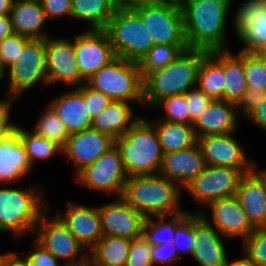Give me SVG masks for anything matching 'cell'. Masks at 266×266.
Masks as SVG:
<instances>
[{
  "label": "cell",
  "mask_w": 266,
  "mask_h": 266,
  "mask_svg": "<svg viewBox=\"0 0 266 266\" xmlns=\"http://www.w3.org/2000/svg\"><path fill=\"white\" fill-rule=\"evenodd\" d=\"M244 257L252 264L266 266V229L255 230L243 241Z\"/></svg>",
  "instance_id": "cell-40"
},
{
  "label": "cell",
  "mask_w": 266,
  "mask_h": 266,
  "mask_svg": "<svg viewBox=\"0 0 266 266\" xmlns=\"http://www.w3.org/2000/svg\"><path fill=\"white\" fill-rule=\"evenodd\" d=\"M150 121L156 130L164 154L187 149L197 142L193 126L190 124L162 119H151Z\"/></svg>",
  "instance_id": "cell-31"
},
{
  "label": "cell",
  "mask_w": 266,
  "mask_h": 266,
  "mask_svg": "<svg viewBox=\"0 0 266 266\" xmlns=\"http://www.w3.org/2000/svg\"><path fill=\"white\" fill-rule=\"evenodd\" d=\"M183 189L161 174L131 176L125 182L122 198L145 218L183 211Z\"/></svg>",
  "instance_id": "cell-3"
},
{
  "label": "cell",
  "mask_w": 266,
  "mask_h": 266,
  "mask_svg": "<svg viewBox=\"0 0 266 266\" xmlns=\"http://www.w3.org/2000/svg\"><path fill=\"white\" fill-rule=\"evenodd\" d=\"M189 213L184 209L171 215L146 217L143 223V237L152 246L173 243L176 225Z\"/></svg>",
  "instance_id": "cell-33"
},
{
  "label": "cell",
  "mask_w": 266,
  "mask_h": 266,
  "mask_svg": "<svg viewBox=\"0 0 266 266\" xmlns=\"http://www.w3.org/2000/svg\"><path fill=\"white\" fill-rule=\"evenodd\" d=\"M236 104L225 100H213L192 123L196 138L206 135L236 132L238 127Z\"/></svg>",
  "instance_id": "cell-23"
},
{
  "label": "cell",
  "mask_w": 266,
  "mask_h": 266,
  "mask_svg": "<svg viewBox=\"0 0 266 266\" xmlns=\"http://www.w3.org/2000/svg\"><path fill=\"white\" fill-rule=\"evenodd\" d=\"M32 168L25 147L17 133L0 141V185L11 186L20 183L19 181L25 179Z\"/></svg>",
  "instance_id": "cell-26"
},
{
  "label": "cell",
  "mask_w": 266,
  "mask_h": 266,
  "mask_svg": "<svg viewBox=\"0 0 266 266\" xmlns=\"http://www.w3.org/2000/svg\"><path fill=\"white\" fill-rule=\"evenodd\" d=\"M194 237V212H189L175 227L173 243L181 258L184 254L191 256Z\"/></svg>",
  "instance_id": "cell-41"
},
{
  "label": "cell",
  "mask_w": 266,
  "mask_h": 266,
  "mask_svg": "<svg viewBox=\"0 0 266 266\" xmlns=\"http://www.w3.org/2000/svg\"><path fill=\"white\" fill-rule=\"evenodd\" d=\"M47 209L34 229V239L52 253L64 266H83L89 263V251L69 231L55 214Z\"/></svg>",
  "instance_id": "cell-9"
},
{
  "label": "cell",
  "mask_w": 266,
  "mask_h": 266,
  "mask_svg": "<svg viewBox=\"0 0 266 266\" xmlns=\"http://www.w3.org/2000/svg\"><path fill=\"white\" fill-rule=\"evenodd\" d=\"M186 100L188 101V108L190 112V125H192L195 118L213 101V99H211L198 87L190 89L186 93Z\"/></svg>",
  "instance_id": "cell-48"
},
{
  "label": "cell",
  "mask_w": 266,
  "mask_h": 266,
  "mask_svg": "<svg viewBox=\"0 0 266 266\" xmlns=\"http://www.w3.org/2000/svg\"><path fill=\"white\" fill-rule=\"evenodd\" d=\"M40 2L49 21L66 16L71 17V0H40Z\"/></svg>",
  "instance_id": "cell-49"
},
{
  "label": "cell",
  "mask_w": 266,
  "mask_h": 266,
  "mask_svg": "<svg viewBox=\"0 0 266 266\" xmlns=\"http://www.w3.org/2000/svg\"><path fill=\"white\" fill-rule=\"evenodd\" d=\"M6 77V72L0 65V81L3 80Z\"/></svg>",
  "instance_id": "cell-60"
},
{
  "label": "cell",
  "mask_w": 266,
  "mask_h": 266,
  "mask_svg": "<svg viewBox=\"0 0 266 266\" xmlns=\"http://www.w3.org/2000/svg\"><path fill=\"white\" fill-rule=\"evenodd\" d=\"M235 196L254 228L266 226V183L253 168L243 174Z\"/></svg>",
  "instance_id": "cell-24"
},
{
  "label": "cell",
  "mask_w": 266,
  "mask_h": 266,
  "mask_svg": "<svg viewBox=\"0 0 266 266\" xmlns=\"http://www.w3.org/2000/svg\"><path fill=\"white\" fill-rule=\"evenodd\" d=\"M163 107L166 115L159 117L164 121L190 124V112L186 94H179L164 98L155 105V109Z\"/></svg>",
  "instance_id": "cell-39"
},
{
  "label": "cell",
  "mask_w": 266,
  "mask_h": 266,
  "mask_svg": "<svg viewBox=\"0 0 266 266\" xmlns=\"http://www.w3.org/2000/svg\"><path fill=\"white\" fill-rule=\"evenodd\" d=\"M45 192L31 188H0V231L16 239L33 234L41 215L49 209Z\"/></svg>",
  "instance_id": "cell-5"
},
{
  "label": "cell",
  "mask_w": 266,
  "mask_h": 266,
  "mask_svg": "<svg viewBox=\"0 0 266 266\" xmlns=\"http://www.w3.org/2000/svg\"><path fill=\"white\" fill-rule=\"evenodd\" d=\"M36 135L46 137L63 148L70 136L63 121L58 117L54 110L47 105V109L38 117L33 126Z\"/></svg>",
  "instance_id": "cell-37"
},
{
  "label": "cell",
  "mask_w": 266,
  "mask_h": 266,
  "mask_svg": "<svg viewBox=\"0 0 266 266\" xmlns=\"http://www.w3.org/2000/svg\"><path fill=\"white\" fill-rule=\"evenodd\" d=\"M222 66L225 75L223 100L237 103L247 90L243 70V52L233 54L230 49L209 52Z\"/></svg>",
  "instance_id": "cell-29"
},
{
  "label": "cell",
  "mask_w": 266,
  "mask_h": 266,
  "mask_svg": "<svg viewBox=\"0 0 266 266\" xmlns=\"http://www.w3.org/2000/svg\"><path fill=\"white\" fill-rule=\"evenodd\" d=\"M116 57L139 62L154 46L140 17L127 5L121 4L104 29Z\"/></svg>",
  "instance_id": "cell-7"
},
{
  "label": "cell",
  "mask_w": 266,
  "mask_h": 266,
  "mask_svg": "<svg viewBox=\"0 0 266 266\" xmlns=\"http://www.w3.org/2000/svg\"><path fill=\"white\" fill-rule=\"evenodd\" d=\"M133 104L132 102L111 101L102 112L92 118L91 129L107 134L116 140L140 118L134 116Z\"/></svg>",
  "instance_id": "cell-28"
},
{
  "label": "cell",
  "mask_w": 266,
  "mask_h": 266,
  "mask_svg": "<svg viewBox=\"0 0 266 266\" xmlns=\"http://www.w3.org/2000/svg\"><path fill=\"white\" fill-rule=\"evenodd\" d=\"M248 120L266 131V96L255 109H253L247 116Z\"/></svg>",
  "instance_id": "cell-51"
},
{
  "label": "cell",
  "mask_w": 266,
  "mask_h": 266,
  "mask_svg": "<svg viewBox=\"0 0 266 266\" xmlns=\"http://www.w3.org/2000/svg\"><path fill=\"white\" fill-rule=\"evenodd\" d=\"M73 89L55 97L48 104L63 121L69 134L90 129L92 124L83 94L76 87Z\"/></svg>",
  "instance_id": "cell-27"
},
{
  "label": "cell",
  "mask_w": 266,
  "mask_h": 266,
  "mask_svg": "<svg viewBox=\"0 0 266 266\" xmlns=\"http://www.w3.org/2000/svg\"><path fill=\"white\" fill-rule=\"evenodd\" d=\"M76 88L83 94L84 103L88 108L87 111L89 112L91 118L102 112L103 109L112 101L102 92L92 89L86 83Z\"/></svg>",
  "instance_id": "cell-44"
},
{
  "label": "cell",
  "mask_w": 266,
  "mask_h": 266,
  "mask_svg": "<svg viewBox=\"0 0 266 266\" xmlns=\"http://www.w3.org/2000/svg\"><path fill=\"white\" fill-rule=\"evenodd\" d=\"M86 84L112 101L143 104V77L138 62L116 57Z\"/></svg>",
  "instance_id": "cell-6"
},
{
  "label": "cell",
  "mask_w": 266,
  "mask_h": 266,
  "mask_svg": "<svg viewBox=\"0 0 266 266\" xmlns=\"http://www.w3.org/2000/svg\"><path fill=\"white\" fill-rule=\"evenodd\" d=\"M104 236L124 237L130 240L142 236L145 217L122 197L98 206Z\"/></svg>",
  "instance_id": "cell-19"
},
{
  "label": "cell",
  "mask_w": 266,
  "mask_h": 266,
  "mask_svg": "<svg viewBox=\"0 0 266 266\" xmlns=\"http://www.w3.org/2000/svg\"><path fill=\"white\" fill-rule=\"evenodd\" d=\"M255 54L266 58V40L263 44L254 52Z\"/></svg>",
  "instance_id": "cell-56"
},
{
  "label": "cell",
  "mask_w": 266,
  "mask_h": 266,
  "mask_svg": "<svg viewBox=\"0 0 266 266\" xmlns=\"http://www.w3.org/2000/svg\"><path fill=\"white\" fill-rule=\"evenodd\" d=\"M73 49L81 77L87 81L116 58L104 29H86L73 39Z\"/></svg>",
  "instance_id": "cell-13"
},
{
  "label": "cell",
  "mask_w": 266,
  "mask_h": 266,
  "mask_svg": "<svg viewBox=\"0 0 266 266\" xmlns=\"http://www.w3.org/2000/svg\"><path fill=\"white\" fill-rule=\"evenodd\" d=\"M207 53L188 48L167 66L150 72L143 79V104L154 108L164 98L186 94L197 87L199 66Z\"/></svg>",
  "instance_id": "cell-2"
},
{
  "label": "cell",
  "mask_w": 266,
  "mask_h": 266,
  "mask_svg": "<svg viewBox=\"0 0 266 266\" xmlns=\"http://www.w3.org/2000/svg\"><path fill=\"white\" fill-rule=\"evenodd\" d=\"M15 252H6L4 254H0V266H4L6 261L14 254Z\"/></svg>",
  "instance_id": "cell-57"
},
{
  "label": "cell",
  "mask_w": 266,
  "mask_h": 266,
  "mask_svg": "<svg viewBox=\"0 0 266 266\" xmlns=\"http://www.w3.org/2000/svg\"><path fill=\"white\" fill-rule=\"evenodd\" d=\"M151 259L153 266L172 265L181 257L178 255L174 243L151 245Z\"/></svg>",
  "instance_id": "cell-46"
},
{
  "label": "cell",
  "mask_w": 266,
  "mask_h": 266,
  "mask_svg": "<svg viewBox=\"0 0 266 266\" xmlns=\"http://www.w3.org/2000/svg\"><path fill=\"white\" fill-rule=\"evenodd\" d=\"M75 177L77 183L89 190L101 191L108 196L115 194L117 197H122L128 173L121 154L114 145Z\"/></svg>",
  "instance_id": "cell-11"
},
{
  "label": "cell",
  "mask_w": 266,
  "mask_h": 266,
  "mask_svg": "<svg viewBox=\"0 0 266 266\" xmlns=\"http://www.w3.org/2000/svg\"><path fill=\"white\" fill-rule=\"evenodd\" d=\"M225 75L223 66L207 53L198 70L197 87L213 100H223Z\"/></svg>",
  "instance_id": "cell-34"
},
{
  "label": "cell",
  "mask_w": 266,
  "mask_h": 266,
  "mask_svg": "<svg viewBox=\"0 0 266 266\" xmlns=\"http://www.w3.org/2000/svg\"><path fill=\"white\" fill-rule=\"evenodd\" d=\"M128 177L158 174L164 153L152 122L140 117L115 140Z\"/></svg>",
  "instance_id": "cell-4"
},
{
  "label": "cell",
  "mask_w": 266,
  "mask_h": 266,
  "mask_svg": "<svg viewBox=\"0 0 266 266\" xmlns=\"http://www.w3.org/2000/svg\"><path fill=\"white\" fill-rule=\"evenodd\" d=\"M14 100L16 99L10 97L0 100V141L10 138L16 133L18 124L13 123L9 119L12 105L15 103Z\"/></svg>",
  "instance_id": "cell-47"
},
{
  "label": "cell",
  "mask_w": 266,
  "mask_h": 266,
  "mask_svg": "<svg viewBox=\"0 0 266 266\" xmlns=\"http://www.w3.org/2000/svg\"><path fill=\"white\" fill-rule=\"evenodd\" d=\"M266 96L264 91H256L249 89L245 91L239 101L236 103L238 114L246 117L253 109H255L263 98Z\"/></svg>",
  "instance_id": "cell-50"
},
{
  "label": "cell",
  "mask_w": 266,
  "mask_h": 266,
  "mask_svg": "<svg viewBox=\"0 0 266 266\" xmlns=\"http://www.w3.org/2000/svg\"><path fill=\"white\" fill-rule=\"evenodd\" d=\"M194 240L191 257L199 266H225L228 252L222 235L199 212H194Z\"/></svg>",
  "instance_id": "cell-21"
},
{
  "label": "cell",
  "mask_w": 266,
  "mask_h": 266,
  "mask_svg": "<svg viewBox=\"0 0 266 266\" xmlns=\"http://www.w3.org/2000/svg\"><path fill=\"white\" fill-rule=\"evenodd\" d=\"M9 15L13 33L29 39L49 37L48 32L43 30L49 20L40 0H15Z\"/></svg>",
  "instance_id": "cell-25"
},
{
  "label": "cell",
  "mask_w": 266,
  "mask_h": 266,
  "mask_svg": "<svg viewBox=\"0 0 266 266\" xmlns=\"http://www.w3.org/2000/svg\"><path fill=\"white\" fill-rule=\"evenodd\" d=\"M257 168H258L257 167V163L255 162L254 163V169L263 177V179H264V181L266 183V168H263V169H260V170H258Z\"/></svg>",
  "instance_id": "cell-59"
},
{
  "label": "cell",
  "mask_w": 266,
  "mask_h": 266,
  "mask_svg": "<svg viewBox=\"0 0 266 266\" xmlns=\"http://www.w3.org/2000/svg\"><path fill=\"white\" fill-rule=\"evenodd\" d=\"M152 1H167V0H123L122 4L129 6L138 2H152Z\"/></svg>",
  "instance_id": "cell-58"
},
{
  "label": "cell",
  "mask_w": 266,
  "mask_h": 266,
  "mask_svg": "<svg viewBox=\"0 0 266 266\" xmlns=\"http://www.w3.org/2000/svg\"><path fill=\"white\" fill-rule=\"evenodd\" d=\"M232 0H182L188 48L206 52L227 50L226 25Z\"/></svg>",
  "instance_id": "cell-1"
},
{
  "label": "cell",
  "mask_w": 266,
  "mask_h": 266,
  "mask_svg": "<svg viewBox=\"0 0 266 266\" xmlns=\"http://www.w3.org/2000/svg\"><path fill=\"white\" fill-rule=\"evenodd\" d=\"M32 250L22 259L27 266H64L62 263L47 249L33 239ZM61 263V264H60Z\"/></svg>",
  "instance_id": "cell-45"
},
{
  "label": "cell",
  "mask_w": 266,
  "mask_h": 266,
  "mask_svg": "<svg viewBox=\"0 0 266 266\" xmlns=\"http://www.w3.org/2000/svg\"><path fill=\"white\" fill-rule=\"evenodd\" d=\"M71 18L82 20L89 29H105L121 5L118 0H71Z\"/></svg>",
  "instance_id": "cell-30"
},
{
  "label": "cell",
  "mask_w": 266,
  "mask_h": 266,
  "mask_svg": "<svg viewBox=\"0 0 266 266\" xmlns=\"http://www.w3.org/2000/svg\"><path fill=\"white\" fill-rule=\"evenodd\" d=\"M150 254L151 245L143 235L132 239L125 266H153Z\"/></svg>",
  "instance_id": "cell-43"
},
{
  "label": "cell",
  "mask_w": 266,
  "mask_h": 266,
  "mask_svg": "<svg viewBox=\"0 0 266 266\" xmlns=\"http://www.w3.org/2000/svg\"><path fill=\"white\" fill-rule=\"evenodd\" d=\"M207 213L197 210L199 214L226 238H241L242 242L255 230L235 195L210 202Z\"/></svg>",
  "instance_id": "cell-15"
},
{
  "label": "cell",
  "mask_w": 266,
  "mask_h": 266,
  "mask_svg": "<svg viewBox=\"0 0 266 266\" xmlns=\"http://www.w3.org/2000/svg\"><path fill=\"white\" fill-rule=\"evenodd\" d=\"M131 240L124 237L104 236L89 250L91 266H125Z\"/></svg>",
  "instance_id": "cell-32"
},
{
  "label": "cell",
  "mask_w": 266,
  "mask_h": 266,
  "mask_svg": "<svg viewBox=\"0 0 266 266\" xmlns=\"http://www.w3.org/2000/svg\"><path fill=\"white\" fill-rule=\"evenodd\" d=\"M205 167L202 149L196 142L187 149L164 154L159 174L184 189Z\"/></svg>",
  "instance_id": "cell-22"
},
{
  "label": "cell",
  "mask_w": 266,
  "mask_h": 266,
  "mask_svg": "<svg viewBox=\"0 0 266 266\" xmlns=\"http://www.w3.org/2000/svg\"><path fill=\"white\" fill-rule=\"evenodd\" d=\"M243 70L247 88L266 92V58L243 52Z\"/></svg>",
  "instance_id": "cell-38"
},
{
  "label": "cell",
  "mask_w": 266,
  "mask_h": 266,
  "mask_svg": "<svg viewBox=\"0 0 266 266\" xmlns=\"http://www.w3.org/2000/svg\"><path fill=\"white\" fill-rule=\"evenodd\" d=\"M251 170L206 165L183 190L198 205H208L217 199L235 195L243 174Z\"/></svg>",
  "instance_id": "cell-12"
},
{
  "label": "cell",
  "mask_w": 266,
  "mask_h": 266,
  "mask_svg": "<svg viewBox=\"0 0 266 266\" xmlns=\"http://www.w3.org/2000/svg\"><path fill=\"white\" fill-rule=\"evenodd\" d=\"M234 133L206 135L197 139L203 152L206 165L253 169L254 161L247 157L245 148Z\"/></svg>",
  "instance_id": "cell-17"
},
{
  "label": "cell",
  "mask_w": 266,
  "mask_h": 266,
  "mask_svg": "<svg viewBox=\"0 0 266 266\" xmlns=\"http://www.w3.org/2000/svg\"><path fill=\"white\" fill-rule=\"evenodd\" d=\"M4 266H27L26 262L22 259L17 252L14 253L5 263Z\"/></svg>",
  "instance_id": "cell-53"
},
{
  "label": "cell",
  "mask_w": 266,
  "mask_h": 266,
  "mask_svg": "<svg viewBox=\"0 0 266 266\" xmlns=\"http://www.w3.org/2000/svg\"><path fill=\"white\" fill-rule=\"evenodd\" d=\"M46 69L48 84L63 83L70 87H78L86 83L81 77L73 49V38L45 39Z\"/></svg>",
  "instance_id": "cell-14"
},
{
  "label": "cell",
  "mask_w": 266,
  "mask_h": 266,
  "mask_svg": "<svg viewBox=\"0 0 266 266\" xmlns=\"http://www.w3.org/2000/svg\"><path fill=\"white\" fill-rule=\"evenodd\" d=\"M15 0H0V15H9Z\"/></svg>",
  "instance_id": "cell-54"
},
{
  "label": "cell",
  "mask_w": 266,
  "mask_h": 266,
  "mask_svg": "<svg viewBox=\"0 0 266 266\" xmlns=\"http://www.w3.org/2000/svg\"><path fill=\"white\" fill-rule=\"evenodd\" d=\"M8 73L6 97L18 99L40 82L48 84L45 39H30L15 62L5 71Z\"/></svg>",
  "instance_id": "cell-10"
},
{
  "label": "cell",
  "mask_w": 266,
  "mask_h": 266,
  "mask_svg": "<svg viewBox=\"0 0 266 266\" xmlns=\"http://www.w3.org/2000/svg\"><path fill=\"white\" fill-rule=\"evenodd\" d=\"M16 133L23 143L29 162L34 167L36 161L49 160L56 154H62V148L55 142L50 141L46 137L36 135L32 130L17 125Z\"/></svg>",
  "instance_id": "cell-35"
},
{
  "label": "cell",
  "mask_w": 266,
  "mask_h": 266,
  "mask_svg": "<svg viewBox=\"0 0 266 266\" xmlns=\"http://www.w3.org/2000/svg\"><path fill=\"white\" fill-rule=\"evenodd\" d=\"M29 40L28 37L12 33L0 42V65L5 71L15 62Z\"/></svg>",
  "instance_id": "cell-42"
},
{
  "label": "cell",
  "mask_w": 266,
  "mask_h": 266,
  "mask_svg": "<svg viewBox=\"0 0 266 266\" xmlns=\"http://www.w3.org/2000/svg\"><path fill=\"white\" fill-rule=\"evenodd\" d=\"M115 145V139L94 129L70 134L62 154L75 167V175Z\"/></svg>",
  "instance_id": "cell-18"
},
{
  "label": "cell",
  "mask_w": 266,
  "mask_h": 266,
  "mask_svg": "<svg viewBox=\"0 0 266 266\" xmlns=\"http://www.w3.org/2000/svg\"><path fill=\"white\" fill-rule=\"evenodd\" d=\"M186 49L187 45H154L138 62L143 79L150 72L167 66Z\"/></svg>",
  "instance_id": "cell-36"
},
{
  "label": "cell",
  "mask_w": 266,
  "mask_h": 266,
  "mask_svg": "<svg viewBox=\"0 0 266 266\" xmlns=\"http://www.w3.org/2000/svg\"><path fill=\"white\" fill-rule=\"evenodd\" d=\"M56 215L88 251L103 237L98 206L69 201Z\"/></svg>",
  "instance_id": "cell-20"
},
{
  "label": "cell",
  "mask_w": 266,
  "mask_h": 266,
  "mask_svg": "<svg viewBox=\"0 0 266 266\" xmlns=\"http://www.w3.org/2000/svg\"><path fill=\"white\" fill-rule=\"evenodd\" d=\"M233 16L240 52H255L266 40V0H244Z\"/></svg>",
  "instance_id": "cell-16"
},
{
  "label": "cell",
  "mask_w": 266,
  "mask_h": 266,
  "mask_svg": "<svg viewBox=\"0 0 266 266\" xmlns=\"http://www.w3.org/2000/svg\"><path fill=\"white\" fill-rule=\"evenodd\" d=\"M129 7L140 17L154 45H187L180 2H138Z\"/></svg>",
  "instance_id": "cell-8"
},
{
  "label": "cell",
  "mask_w": 266,
  "mask_h": 266,
  "mask_svg": "<svg viewBox=\"0 0 266 266\" xmlns=\"http://www.w3.org/2000/svg\"><path fill=\"white\" fill-rule=\"evenodd\" d=\"M12 33L10 15H0V42Z\"/></svg>",
  "instance_id": "cell-52"
},
{
  "label": "cell",
  "mask_w": 266,
  "mask_h": 266,
  "mask_svg": "<svg viewBox=\"0 0 266 266\" xmlns=\"http://www.w3.org/2000/svg\"><path fill=\"white\" fill-rule=\"evenodd\" d=\"M228 260L225 266H252V263L248 261L244 256L242 258L237 257L236 260L232 262Z\"/></svg>",
  "instance_id": "cell-55"
}]
</instances>
